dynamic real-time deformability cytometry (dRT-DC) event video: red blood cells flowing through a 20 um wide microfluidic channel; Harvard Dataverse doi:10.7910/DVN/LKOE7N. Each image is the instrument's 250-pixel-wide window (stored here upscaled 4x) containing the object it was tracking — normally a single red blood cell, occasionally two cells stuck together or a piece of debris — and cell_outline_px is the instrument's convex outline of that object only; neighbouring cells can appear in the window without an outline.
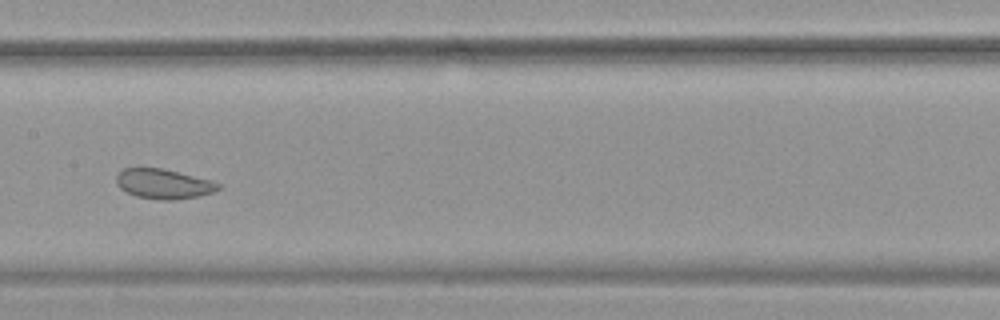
{"species": "common noctule bat (a hibernating species)", "species_latin": "Nyctalus noctula", "temperature_condition": "warm", "stored_images_in_passage": 50, "camera_frame_rate_fps": 3000, "um_per_image_px": 0.085, "animal": {"sex": "female", "body_mass_g": 19.9}, "frame": {"image": 1, "passage_image": 24, "time_ms": 7.667, "image_size_px": [1000, 320], "cell_outline_px": [[220, 188], [212, 192], [200, 196], [172, 200], [164, 200], [136, 196], [120, 188], [116, 184], [116, 176], [124, 168], [164, 168], [212, 180], [220, 184]], "centroid_in_image_um": [13.92, 15.62], "position_along_channel_um": 193.5, "area_um2": 17.69}}
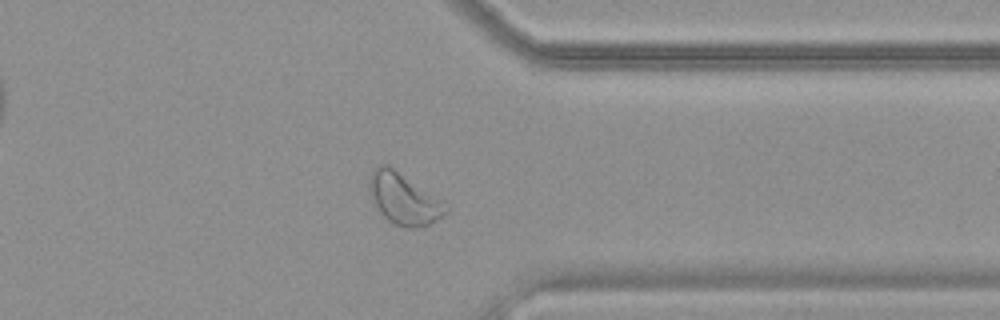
{"frame": {"image": 2, "passage_image": 39, "time_ms": 12.667, "image_size_px": [1000, 320], "cell_outline_px": [[448, 212], [436, 220], [420, 228], [404, 228], [388, 220], [380, 212], [372, 200], [368, 188], [368, 176], [380, 164], [388, 164], [448, 208]], "centroid_in_image_um": [34.23, 16.92], "position_along_channel_um": 377.2, "area_um2": 22.02}}
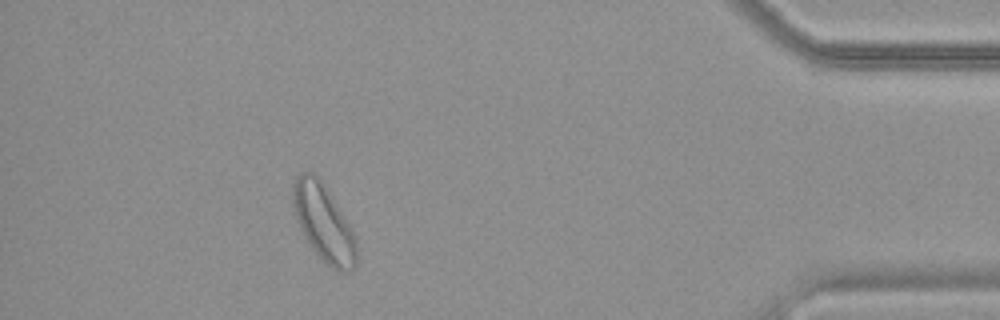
{"frame": {"image": 3, "passage_image": 45, "time_ms": 14.667, "image_size_px": [1000, 320], "cell_outline_px": [[356, 264], [352, 272], [340, 272], [332, 268], [316, 252], [304, 236], [296, 216], [292, 204], [292, 184], [296, 176], [300, 172], [312, 172], [320, 180], [352, 228], [356, 236]], "centroid_in_image_um": [27.51, 18.95], "position_along_channel_um": 407.7, "area_um2": 28.09}, "authors_computed_cell_mechanics": {"area_um2": 23.6691, "velocity_mm_per_s": 3.738, "shape_relaxation_time_tau1_ms": null, "shape_relaxation_time_tau2_ms": 1.6253, "deformation_change_tau1": null, "deformation_change_tau2": 0.0425}}